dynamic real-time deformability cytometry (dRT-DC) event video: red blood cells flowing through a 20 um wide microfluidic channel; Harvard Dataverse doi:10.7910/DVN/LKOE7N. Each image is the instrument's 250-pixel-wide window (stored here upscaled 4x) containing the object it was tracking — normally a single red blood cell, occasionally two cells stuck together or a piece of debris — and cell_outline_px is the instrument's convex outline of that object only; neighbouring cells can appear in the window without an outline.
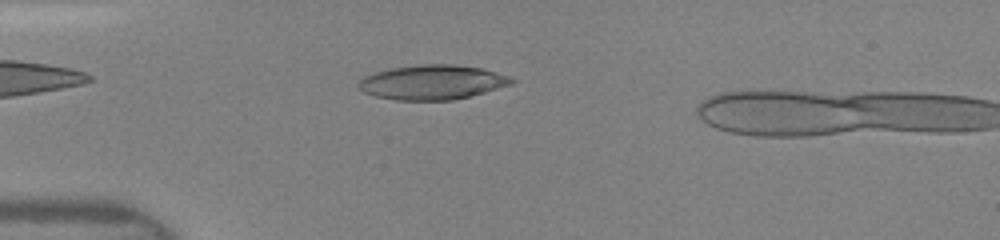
{"species": "human", "species_latin": "Homo sapiens", "temperature_condition": "room temperature", "stored_images_in_passage": 41, "camera_frame_rate_fps": 3000, "um_per_image_px": 0.085, "donor": {"sex": "female"}, "frame": {"image": 1, "passage_image": 21, "time_ms": 4.0, "image_size_px": [1000, 240], "cell_outline_px": [[516, 80], [512, 84], [484, 92], [452, 100], [396, 100], [376, 96], [364, 92], [356, 84], [364, 76], [388, 68], [420, 64], [456, 64], [480, 68], [512, 76]], "centroid_in_image_um": [36.75, 6.98], "position_along_channel_um": 48.2, "area_um2": 30.87}}
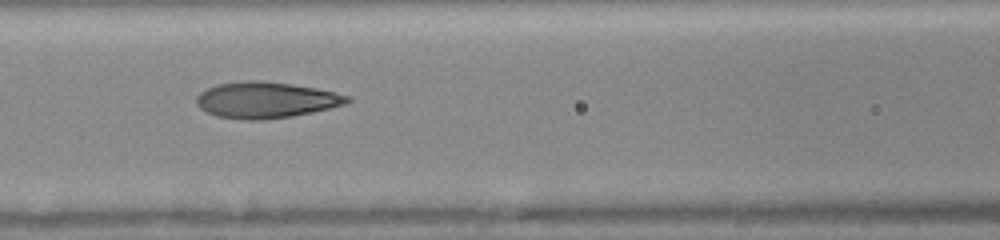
{"frame": {"image": 2, "passage_image": 35, "time_ms": 6.667, "image_size_px": [1000, 240], "cell_outline_px": [[352, 100], [344, 104], [312, 112], [292, 116], [260, 120], [244, 120], [216, 116], [200, 108], [196, 104], [196, 96], [200, 92], [216, 84], [244, 80], [256, 80], [292, 84], [316, 88], [336, 92], [348, 96]], "centroid_in_image_um": [22.57, 8.49], "position_along_channel_um": 144.0, "area_um2": 31.73}}
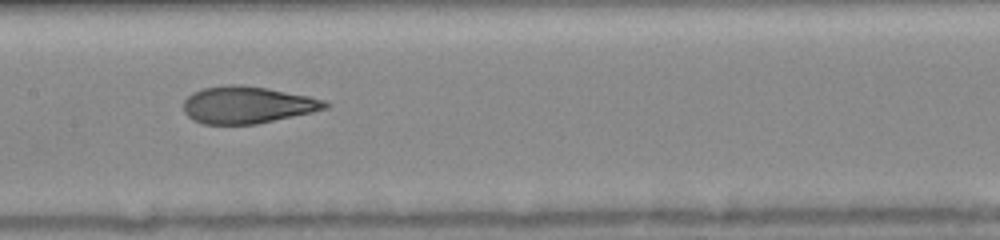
{"frame": {"image": 3, "passage_image": 40, "time_ms": 7.667, "image_size_px": [1000, 240], "cell_outline_px": [[328, 108], [312, 112], [256, 124], [204, 124], [192, 120], [184, 112], [184, 100], [192, 92], [204, 88], [228, 84], [240, 84], [268, 88], [308, 96], [324, 100], [328, 104]], "centroid_in_image_um": [20.99, 8.91], "position_along_channel_um": 186.4, "area_um2": 30.52}}